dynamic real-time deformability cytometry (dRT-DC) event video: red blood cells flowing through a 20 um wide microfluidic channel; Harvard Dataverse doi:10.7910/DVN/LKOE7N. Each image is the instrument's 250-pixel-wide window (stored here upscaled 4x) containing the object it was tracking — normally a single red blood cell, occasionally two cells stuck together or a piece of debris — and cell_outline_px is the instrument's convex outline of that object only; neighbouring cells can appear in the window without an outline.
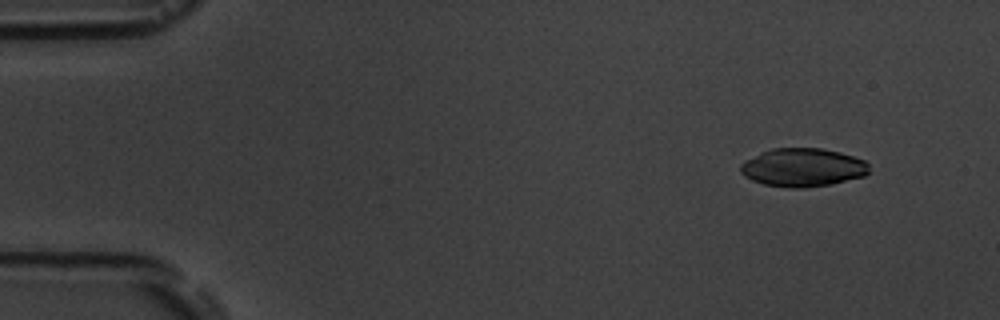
{"species": "common noctule bat (a hibernating species)", "species_latin": "Nyctalus noctula", "temperature_condition": "room temperature", "stored_images_in_passage": 4, "camera_frame_rate_fps": 3000, "um_per_image_px": 0.085, "animal": {"sex": "male", "body_mass_g": 19.5, "forearm_length_mm": 54.6}, "frame": {"image": 1, "passage_image": 1, "time_ms": 0.0, "image_size_px": [1000, 320], "cell_outline_px": [[868, 172], [864, 176], [832, 184], [804, 188], [792, 188], [764, 184], [752, 180], [744, 176], [740, 172], [740, 164], [744, 160], [772, 148], [820, 148], [840, 152], [864, 160], [868, 164]], "centroid_in_image_um": [68.22, 14.24], "position_along_channel_um": 16.8, "area_um2": 28.73}}